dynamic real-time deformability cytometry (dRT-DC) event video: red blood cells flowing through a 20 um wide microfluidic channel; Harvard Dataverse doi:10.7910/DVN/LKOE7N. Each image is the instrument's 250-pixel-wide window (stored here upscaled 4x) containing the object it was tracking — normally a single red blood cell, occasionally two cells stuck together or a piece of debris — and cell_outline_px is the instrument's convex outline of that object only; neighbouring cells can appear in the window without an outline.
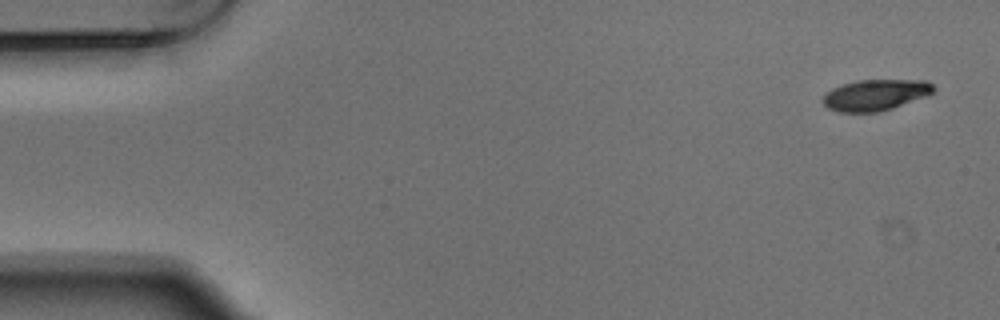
{"species": "Egyptian fruit bat (a non-hibernating species)", "species_latin": "Rousettus aegyptiacus", "temperature_condition": "warm", "stored_images_in_passage": 7, "camera_frame_rate_fps": 3000, "um_per_image_px": 0.085, "animal": {"sex": "male"}, "frame": {"image": 1, "passage_image": 1, "time_ms": 0.0, "image_size_px": [1000, 320], "cell_outline_px": [[936, 88], [932, 92], [924, 96], [892, 108], [880, 112], [840, 112], [828, 108], [820, 100], [832, 88], [856, 80], [928, 80]], "centroid_in_image_um": [74.39, 8.07], "position_along_channel_um": 10.6, "area_um2": 19.88}}
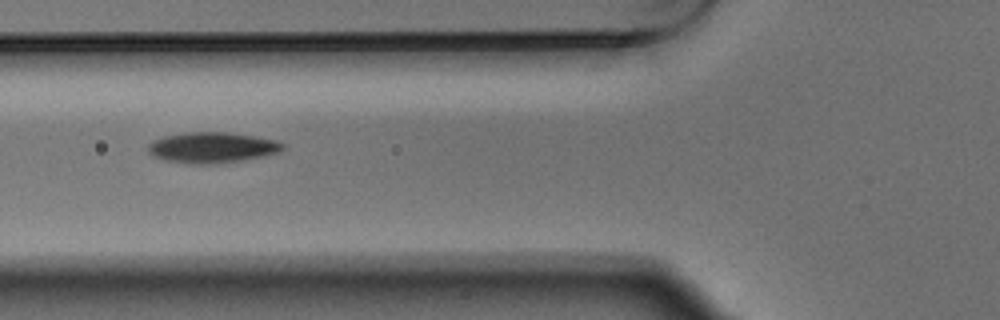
{"frame": {"image": 2, "passage_image": 6, "time_ms": 1.667, "image_size_px": [1000, 320], "cell_outline_px": [[284, 148], [280, 152], [264, 156], [244, 160], [220, 164], [192, 164], [168, 160], [152, 156], [148, 152], [148, 144], [152, 140], [164, 136], [184, 132], [228, 132], [280, 140], [284, 144]], "centroid_in_image_um": [18.06, 12.54], "position_along_channel_um": 107.7, "area_um2": 24.45}}
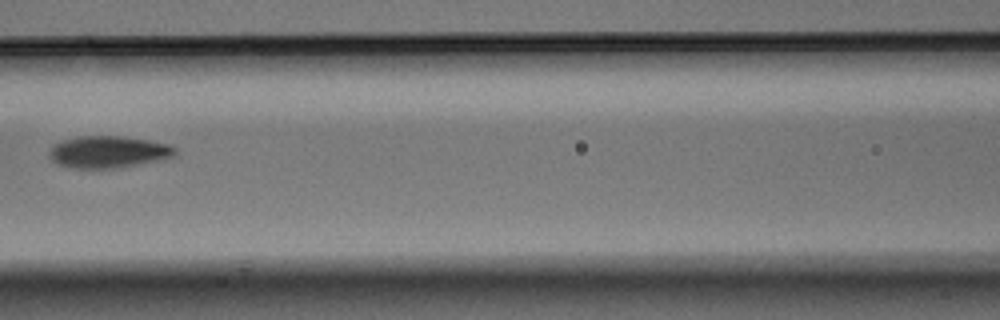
{"frame": {"image": 3, "passage_image": 7, "time_ms": 2.0, "image_size_px": [1000, 320], "cell_outline_px": [[176, 152], [172, 156], [156, 160], [116, 168], [72, 168], [56, 164], [48, 156], [48, 152], [52, 144], [64, 140], [80, 136], [120, 136], [148, 140], [168, 144], [176, 148]], "centroid_in_image_um": [9.12, 12.91], "position_along_channel_um": 157.5, "area_um2": 23.24}}